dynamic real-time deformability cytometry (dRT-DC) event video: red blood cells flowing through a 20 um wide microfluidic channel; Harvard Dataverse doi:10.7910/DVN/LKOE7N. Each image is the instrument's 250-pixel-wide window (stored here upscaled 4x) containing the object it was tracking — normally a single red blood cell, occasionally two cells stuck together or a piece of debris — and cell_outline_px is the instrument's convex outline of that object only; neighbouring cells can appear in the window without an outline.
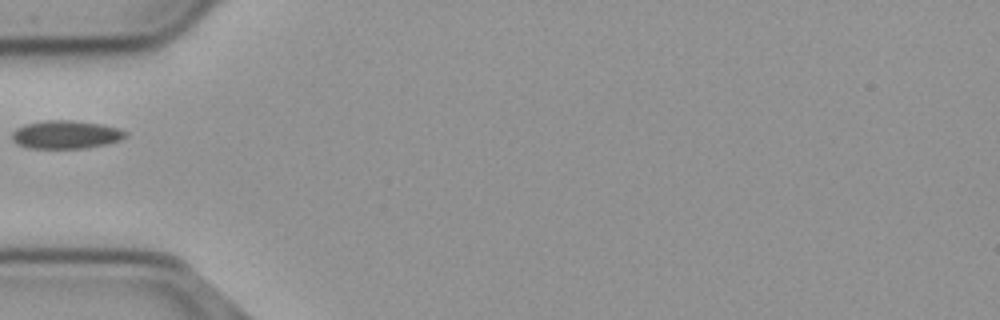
{"species": "common noctule bat (a hibernating species)", "species_latin": "Nyctalus noctula", "temperature_condition": "cold", "stored_images_in_passage": 38, "camera_frame_rate_fps": 3000, "um_per_image_px": 0.085, "animal": {"sex": "male", "body_mass_g": 23.1, "forearm_length_mm": 52.7}, "frame": {"image": 1, "passage_image": 1, "time_ms": 0.0, "image_size_px": [1000, 320], "cell_outline_px": [[128, 136], [120, 140], [104, 144], [84, 148], [28, 148], [16, 144], [12, 140], [12, 132], [16, 128], [24, 124], [44, 120], [72, 120], [100, 124], [116, 128], [128, 132]], "centroid_in_image_um": [5.56, 11.44], "position_along_channel_um": 79.4, "area_um2": 18.67}}
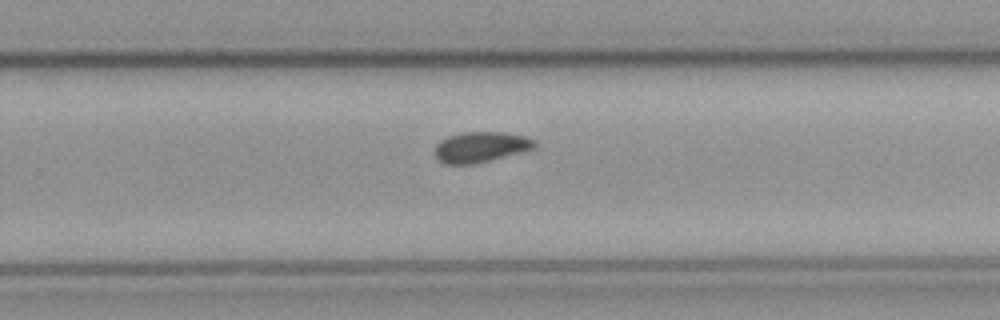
{"frame": {"image": 2, "passage_image": 18, "time_ms": 5.667, "image_size_px": [1000, 320], "cell_outline_px": [[536, 148], [476, 164], [444, 164], [432, 152], [436, 144], [440, 140], [448, 136], [464, 132], [504, 132], [524, 136], [536, 140]], "centroid_in_image_um": [40.84, 12.5], "position_along_channel_um": 289.0, "area_um2": 17.92}}
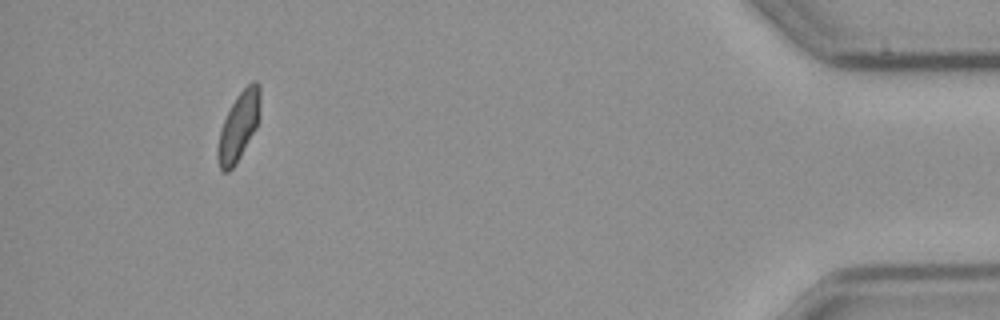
{"frame": {"image": 3, "passage_image": 34, "time_ms": 11.0, "image_size_px": [1000, 320], "cell_outline_px": [[260, 104], [256, 128], [236, 164], [228, 172], [224, 172], [220, 168], [216, 156], [216, 152], [220, 128], [236, 96], [252, 80], [256, 80], [260, 84]], "centroid_in_image_um": [20.28, 10.73], "position_along_channel_um": 414.9, "area_um2": 16.88}}